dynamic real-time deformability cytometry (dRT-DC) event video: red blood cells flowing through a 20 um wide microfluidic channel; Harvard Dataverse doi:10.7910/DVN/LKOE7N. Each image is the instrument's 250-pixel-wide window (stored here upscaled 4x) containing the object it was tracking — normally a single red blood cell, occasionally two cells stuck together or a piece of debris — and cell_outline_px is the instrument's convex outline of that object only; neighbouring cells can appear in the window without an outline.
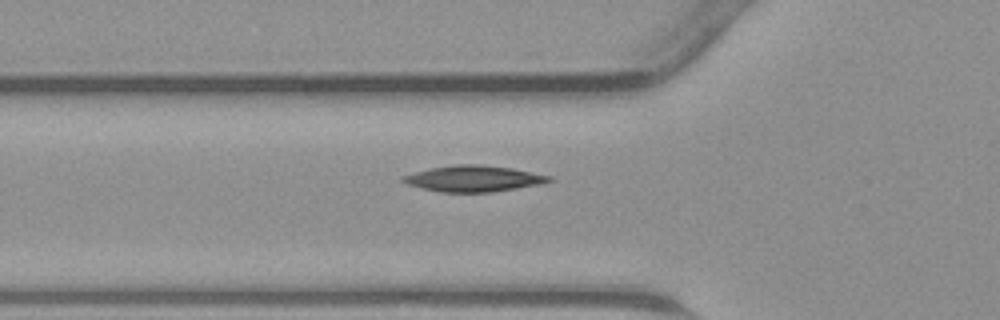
{"species": "common noctule bat (a hibernating species)", "species_latin": "Nyctalus noctula", "temperature_condition": "warm", "stored_images_in_passage": 32, "camera_frame_rate_fps": 3000, "um_per_image_px": 0.085, "animal": {"sex": "male", "body_mass_g": 23.1, "forearm_length_mm": 52.7}, "frame": {"image": 1, "passage_image": 2, "time_ms": 0.333, "image_size_px": [1000, 320], "cell_outline_px": [[552, 180], [544, 184], [492, 192], [440, 192], [408, 184], [400, 180], [400, 176], [432, 168], [456, 164], [476, 164], [512, 168], [552, 176]], "centroid_in_image_um": [40.29, 15.18], "position_along_channel_um": 85.5, "area_um2": 22.14}}
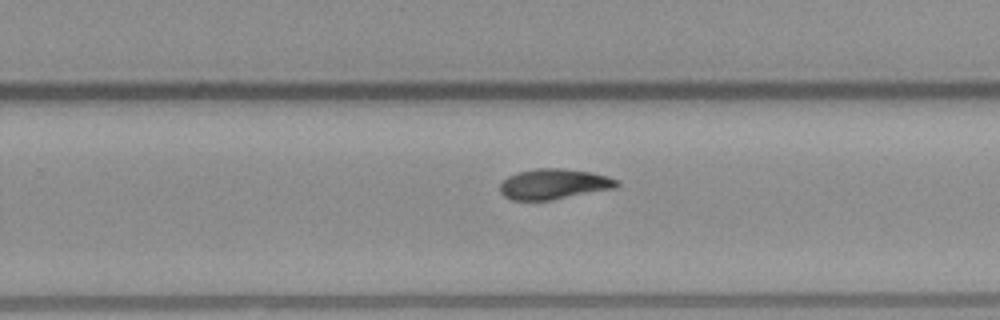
{"frame": {"image": 2, "passage_image": 15, "time_ms": 4.667, "image_size_px": [1000, 320], "cell_outline_px": [[620, 184], [616, 188], [552, 200], [512, 200], [504, 196], [500, 192], [500, 184], [508, 176], [520, 172], [536, 168], [560, 168], [592, 172], [608, 176], [620, 180]], "centroid_in_image_um": [47.12, 15.65], "position_along_channel_um": 282.7, "area_um2": 20.81}}
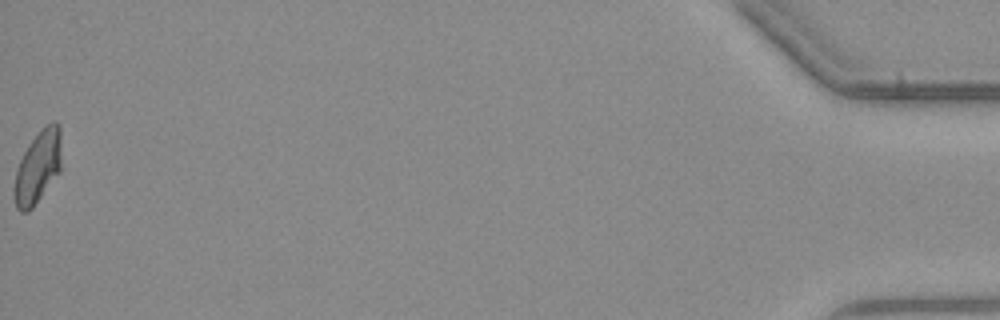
{"frame": {"image": 3, "passage_image": 32, "time_ms": 10.333, "image_size_px": [1000, 320], "cell_outline_px": [[60, 172], [32, 208], [28, 212], [20, 212], [16, 208], [12, 196], [12, 188], [16, 168], [28, 144], [52, 120], [56, 120], [60, 124]], "centroid_in_image_um": [3.18, 14.25], "position_along_channel_um": 432.0, "area_um2": 20.11}}